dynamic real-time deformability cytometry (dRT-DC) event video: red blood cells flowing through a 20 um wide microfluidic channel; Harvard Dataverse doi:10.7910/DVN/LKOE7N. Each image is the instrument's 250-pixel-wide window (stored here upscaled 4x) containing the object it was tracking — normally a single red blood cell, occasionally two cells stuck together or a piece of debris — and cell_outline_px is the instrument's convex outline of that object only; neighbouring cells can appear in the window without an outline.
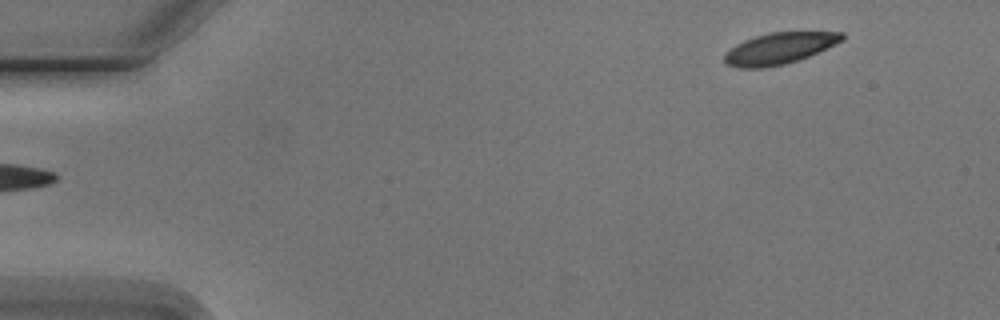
{"species": "Egyptian fruit bat (a non-hibernating species)", "species_latin": "Rousettus aegyptiacus", "temperature_condition": "cold", "stored_images_in_passage": 4, "segment_of_instrument_passage": [2, 2], "camera_frame_rate_fps": 3000, "um_per_image_px": 0.085, "animal": {"sex": "male"}, "frame": {"image": 1, "passage_image": 4, "time_ms": 3.667, "image_size_px": [1000, 320], "cell_outline_px": [[844, 40], [808, 56], [784, 64], [764, 68], [740, 68], [724, 64], [724, 52], [736, 44], [744, 40], [768, 32], [844, 32]], "centroid_in_image_um": [66.19, 4.11], "position_along_channel_um": 18.8, "area_um2": 21.44}}